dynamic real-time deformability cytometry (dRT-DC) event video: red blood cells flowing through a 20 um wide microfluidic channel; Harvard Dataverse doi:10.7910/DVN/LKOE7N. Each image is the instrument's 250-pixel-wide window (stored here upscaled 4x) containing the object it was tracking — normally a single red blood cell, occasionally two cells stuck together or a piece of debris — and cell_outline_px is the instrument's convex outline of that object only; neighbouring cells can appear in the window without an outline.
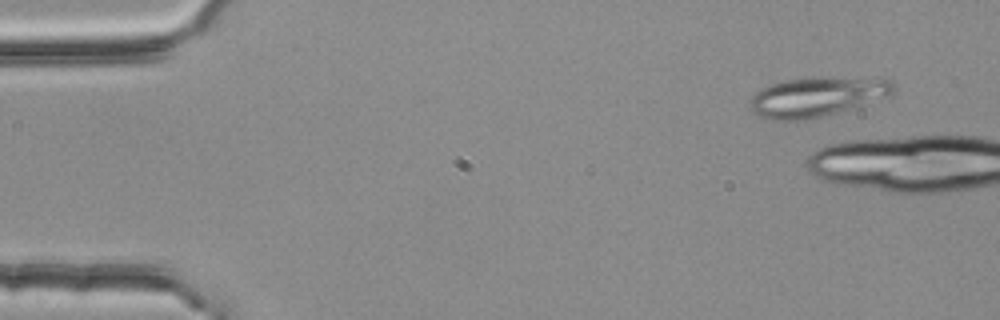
{"species": "common noctule bat (a hibernating species)", "species_latin": "Nyctalus noctula", "temperature_condition": "room temperature", "stored_images_in_passage": 6, "camera_frame_rate_fps": 3000, "um_per_image_px": 0.085, "animal": {"sex": "female", "body_mass_g": 25.1}, "frame": {"image": 1, "passage_image": 1, "time_ms": 0.0, "image_size_px": [1000, 320], "cell_outline_px": [[896, 88], [888, 96], [860, 108], [824, 116], [804, 120], [772, 120], [760, 116], [752, 108], [748, 100], [756, 92], [772, 84], [788, 80], [820, 76], [828, 76], [892, 80]], "centroid_in_image_um": [69.52, 8.23], "position_along_channel_um": 15.5, "area_um2": 33.47}}